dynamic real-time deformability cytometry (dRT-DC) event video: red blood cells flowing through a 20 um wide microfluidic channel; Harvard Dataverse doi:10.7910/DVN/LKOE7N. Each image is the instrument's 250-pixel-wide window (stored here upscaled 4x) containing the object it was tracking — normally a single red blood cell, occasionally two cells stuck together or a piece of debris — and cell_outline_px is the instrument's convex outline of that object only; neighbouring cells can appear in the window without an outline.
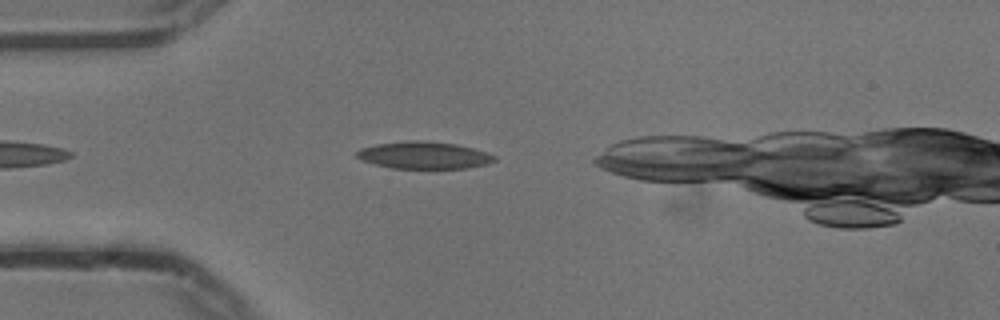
{"species": "common noctule bat (a hibernating species)", "species_latin": "Nyctalus noctula", "temperature_condition": "cold", "stored_images_in_passage": 35, "camera_frame_rate_fps": 3000, "um_per_image_px": 0.085, "animal": {"sex": "male", "body_mass_g": 13.3}, "frame": {"image": 1, "passage_image": 5, "time_ms": 1.333, "image_size_px": [1000, 320], "cell_outline_px": [[496, 160], [484, 164], [468, 168], [392, 168], [376, 164], [364, 160], [356, 156], [356, 152], [360, 148], [376, 144], [408, 140], [420, 140], [456, 144], [488, 152], [496, 156]], "centroid_in_image_um": [36.05, 13.18], "position_along_channel_um": 49.0, "area_um2": 21.62}}
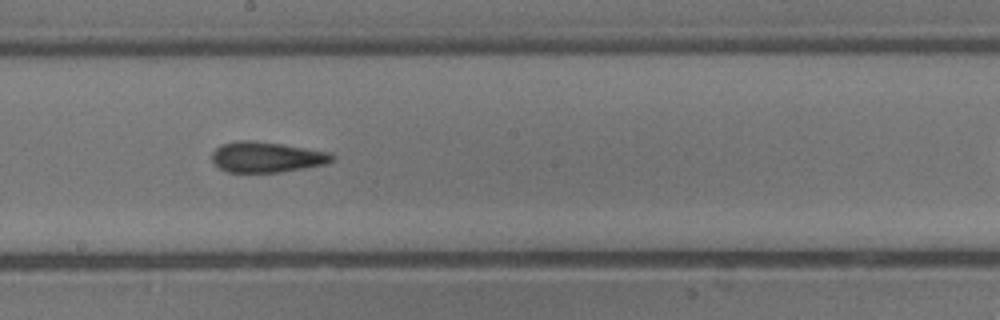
{"frame": {"image": 2, "passage_image": 20, "time_ms": 6.333, "image_size_px": [1000, 320], "cell_outline_px": [[336, 160], [328, 164], [280, 172], [228, 172], [212, 164], [212, 152], [220, 144], [240, 140], [252, 140], [280, 144], [332, 152], [336, 156]], "centroid_in_image_um": [22.7, 13.35], "position_along_channel_um": 225.5, "area_um2": 21.68}}
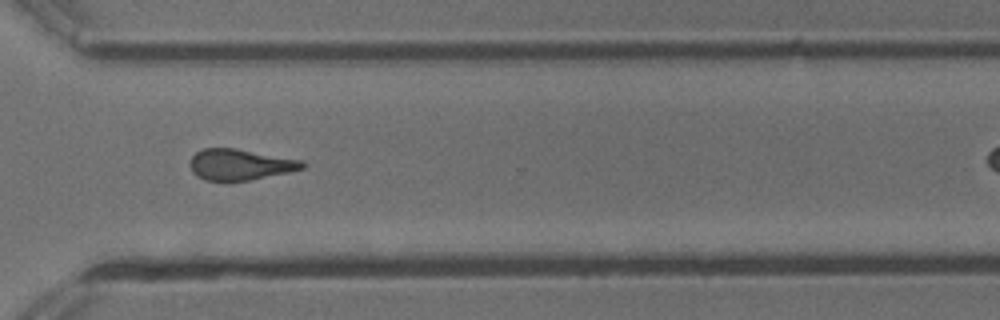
{"frame": {"image": 3, "passage_image": 30, "time_ms": 9.667, "image_size_px": [1000, 320], "cell_outline_px": [[308, 164], [304, 168], [288, 172], [248, 180], [204, 180], [196, 176], [192, 172], [188, 164], [192, 156], [196, 152], [204, 148], [236, 148], [304, 160]], "centroid_in_image_um": [20.41, 13.97], "position_along_channel_um": 350.2, "area_um2": 20.4}}